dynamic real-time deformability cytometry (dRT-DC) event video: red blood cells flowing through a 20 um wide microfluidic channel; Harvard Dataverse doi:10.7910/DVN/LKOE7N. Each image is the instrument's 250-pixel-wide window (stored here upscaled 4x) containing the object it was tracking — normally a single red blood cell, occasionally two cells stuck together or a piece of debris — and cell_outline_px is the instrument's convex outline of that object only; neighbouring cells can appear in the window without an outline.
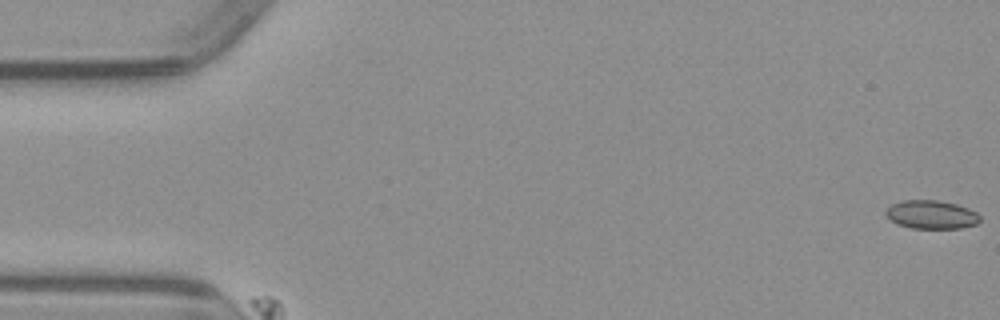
{"species": "common noctule bat (a hibernating species)", "species_latin": "Nyctalus noctula", "temperature_condition": "warm", "stored_images_in_passage": 2, "camera_frame_rate_fps": 3000, "um_per_image_px": 0.085, "animal": {"sex": "male", "body_mass_g": 23.1, "forearm_length_mm": 52.7}, "frame": {"image": 1, "passage_image": 1, "time_ms": 0.0, "image_size_px": [1000, 320], "cell_outline_px": [[980, 220], [976, 224], [960, 228], [912, 228], [896, 224], [884, 212], [892, 204], [900, 200], [936, 200], [956, 204], [968, 208], [976, 212], [980, 216]], "centroid_in_image_um": [79.16, 18.23], "position_along_channel_um": 5.8, "area_um2": 15.55}}